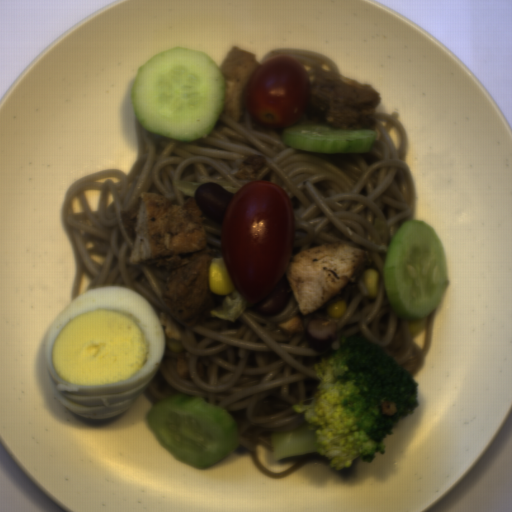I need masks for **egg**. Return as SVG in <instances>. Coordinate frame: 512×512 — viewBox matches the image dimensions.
<instances>
[{
	"mask_svg": "<svg viewBox=\"0 0 512 512\" xmlns=\"http://www.w3.org/2000/svg\"><path fill=\"white\" fill-rule=\"evenodd\" d=\"M167 337L154 306L126 286H94L53 320L44 362L63 408L84 425L126 414L148 390Z\"/></svg>",
	"mask_w": 512,
	"mask_h": 512,
	"instance_id": "d2b9013d",
	"label": "egg"
}]
</instances>
